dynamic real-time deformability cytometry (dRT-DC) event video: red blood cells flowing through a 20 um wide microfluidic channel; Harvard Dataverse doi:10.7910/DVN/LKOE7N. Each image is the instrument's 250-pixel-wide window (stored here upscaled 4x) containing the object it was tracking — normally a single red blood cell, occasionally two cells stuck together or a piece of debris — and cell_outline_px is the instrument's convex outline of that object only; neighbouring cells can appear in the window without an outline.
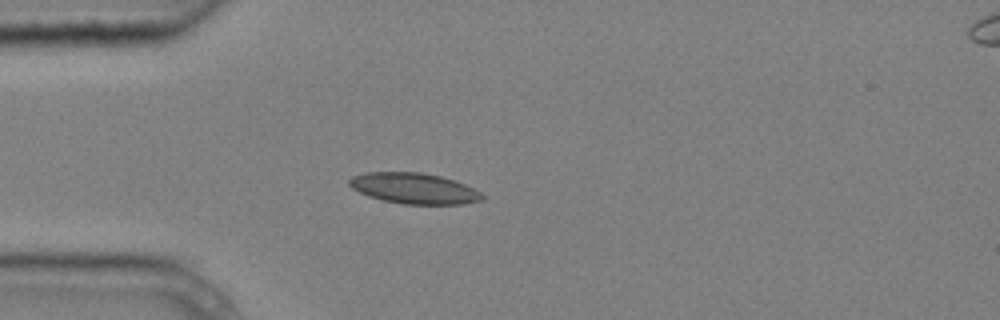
{"species": "common noctule bat (a hibernating species)", "species_latin": "Nyctalus noctula", "temperature_condition": "cold", "stored_images_in_passage": 4, "camera_frame_rate_fps": 3000, "um_per_image_px": 0.085, "animal": {"sex": "male", "body_mass_g": 20.4}, "frame": {"image": 1, "passage_image": 3, "time_ms": 0.667, "image_size_px": [1000, 320], "cell_outline_px": [[484, 200], [464, 204], [404, 204], [384, 200], [368, 196], [352, 188], [348, 184], [348, 180], [352, 176], [364, 172], [420, 172], [440, 176], [476, 188], [484, 196]], "centroid_in_image_um": [35.2, 16.01], "position_along_channel_um": 49.8, "area_um2": 23.87}}